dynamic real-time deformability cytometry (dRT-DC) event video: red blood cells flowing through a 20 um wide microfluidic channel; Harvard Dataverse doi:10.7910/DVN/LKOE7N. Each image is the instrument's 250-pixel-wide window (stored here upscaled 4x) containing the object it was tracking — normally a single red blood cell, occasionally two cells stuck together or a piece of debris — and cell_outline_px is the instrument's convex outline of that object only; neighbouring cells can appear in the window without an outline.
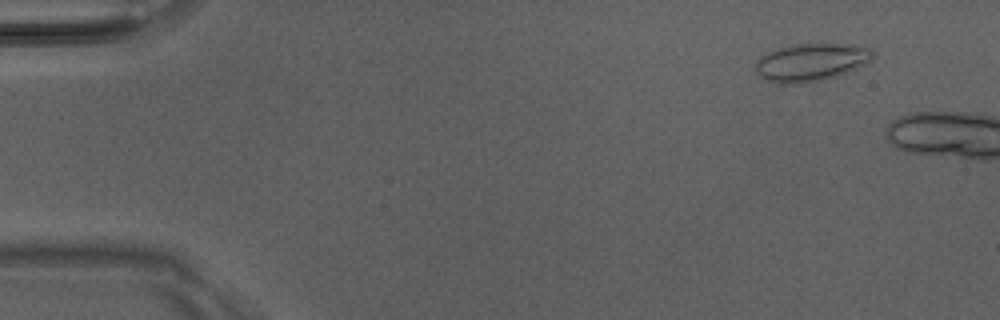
{"species": "Egyptian fruit bat (a non-hibernating species)", "species_latin": "Rousettus aegyptiacus", "temperature_condition": "room temperature", "stored_images_in_passage": 5, "camera_frame_rate_fps": 3000, "um_per_image_px": 0.085, "animal": {"sex": "male"}, "frame": {"image": 1, "passage_image": 1, "time_ms": 0.0, "image_size_px": [1000, 320], "cell_outline_px": [[872, 60], [856, 68], [836, 76], [820, 80], [800, 84], [780, 84], [764, 80], [756, 72], [756, 60], [760, 56], [776, 48], [792, 44], [852, 44], [872, 48]], "centroid_in_image_um": [68.9, 5.29], "position_along_channel_um": 16.1, "area_um2": 25.95}}